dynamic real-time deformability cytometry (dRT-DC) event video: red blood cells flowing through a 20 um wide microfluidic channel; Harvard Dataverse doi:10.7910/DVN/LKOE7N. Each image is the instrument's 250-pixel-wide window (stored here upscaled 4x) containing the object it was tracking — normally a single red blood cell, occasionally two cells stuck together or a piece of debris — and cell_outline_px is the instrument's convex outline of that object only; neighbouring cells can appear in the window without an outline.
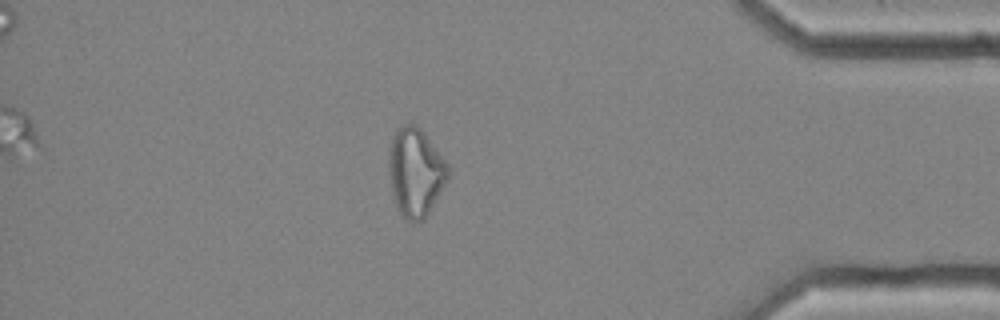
{"species": "common noctule bat (a hibernating species)", "species_latin": "Nyctalus noctula", "temperature_condition": "cold", "stored_images_in_passage": 52, "camera_frame_rate_fps": 3000, "um_per_image_px": 0.085, "animal": {"sex": "female", "body_mass_g": 25.1}, "frame": {"image": 1, "passage_image": 45, "time_ms": 14.667, "image_size_px": [1000, 320], "cell_outline_px": [[448, 180], [424, 220], [408, 220], [400, 216], [396, 208], [392, 192], [388, 172], [388, 148], [392, 136], [396, 128], [404, 124], [416, 124], [424, 132], [448, 164]], "centroid_in_image_um": [35.28, 14.62], "position_along_channel_um": 399.9, "area_um2": 30.87}, "authors_computed_cell_mechanics": {"area_um2": 29.5936, "velocity_mm_per_s": 3.6608, "shape_relaxation_time_tau1_ms": null, "shape_relaxation_time_tau2_ms": 2.1558, "deformation_change_tau1": null, "deformation_change_tau2": 0.101}}